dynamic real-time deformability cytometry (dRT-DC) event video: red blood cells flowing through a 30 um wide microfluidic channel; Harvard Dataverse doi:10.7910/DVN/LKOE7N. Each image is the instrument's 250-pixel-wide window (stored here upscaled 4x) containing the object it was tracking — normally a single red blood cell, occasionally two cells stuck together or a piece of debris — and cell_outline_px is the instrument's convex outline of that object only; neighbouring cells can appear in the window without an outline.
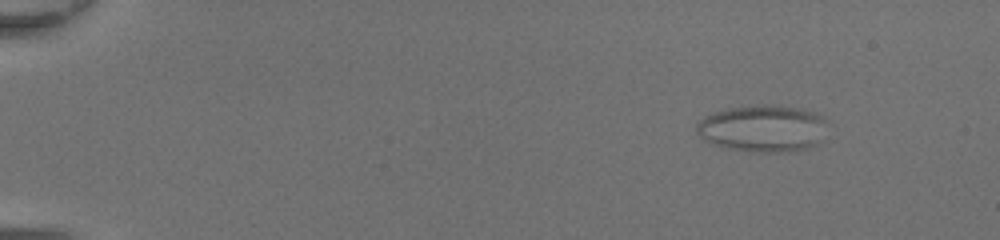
{"species": "common noctule bat (a hibernating species)", "species_latin": "Nyctalus noctula", "temperature_condition": "room temperature", "stored_images_in_passage": 50, "camera_frame_rate_fps": 3000, "um_per_image_px": 0.085, "animal": {"sex": "female", "body_mass_g": 20.0, "forearm_length_mm": 54.0}, "frame": {"image": 1, "passage_image": 7, "time_ms": 2.0, "image_size_px": [1000, 240], "cell_outline_px": [[824, 120], [820, 140], [816, 144], [804, 148], [788, 152], [748, 152], [728, 148], [712, 144], [704, 140], [696, 132], [696, 124], [704, 116], [728, 108], [760, 104], [772, 104], [800, 108], [824, 116]], "centroid_in_image_um": [64.77, 10.91], "position_along_channel_um": 20.2, "area_um2": 35.66}}
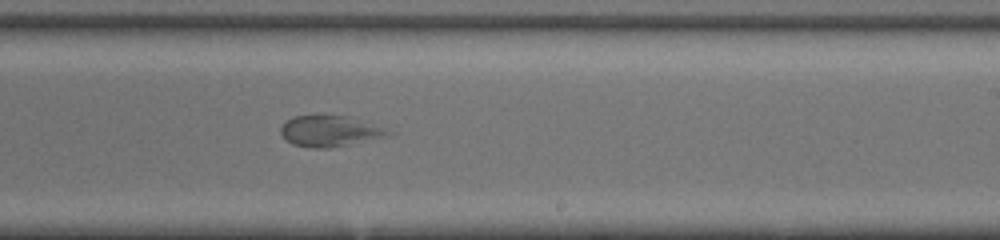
{"frame": {"image": 2, "passage_image": 33, "time_ms": 10.667, "image_size_px": [1000, 240], "cell_outline_px": [[388, 136], [332, 148], [312, 148], [292, 144], [280, 132], [280, 128], [284, 120], [292, 116], [348, 116], [380, 128], [388, 132]], "centroid_in_image_um": [27.92, 11.16], "position_along_channel_um": 261.1, "area_um2": 18.84}}
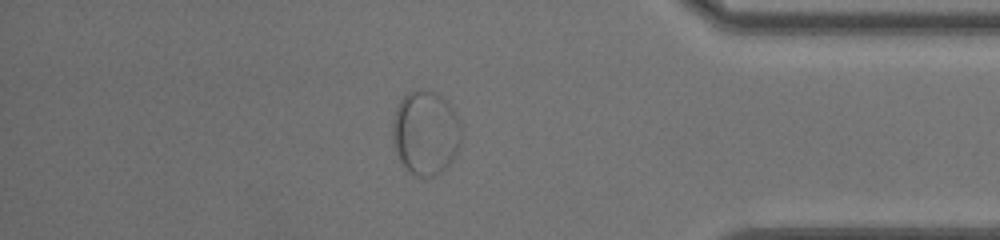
{"frame": {"image": 3, "passage_image": 44, "time_ms": 14.333, "image_size_px": [1000, 240], "cell_outline_px": [[460, 144], [456, 156], [440, 172], [432, 176], [420, 176], [412, 172], [400, 160], [396, 152], [392, 140], [392, 120], [396, 108], [400, 100], [408, 92], [416, 88], [424, 88], [448, 100], [460, 120]], "centroid_in_image_um": [36.17, 11.23], "position_along_channel_um": 399.0, "area_um2": 33.81}}